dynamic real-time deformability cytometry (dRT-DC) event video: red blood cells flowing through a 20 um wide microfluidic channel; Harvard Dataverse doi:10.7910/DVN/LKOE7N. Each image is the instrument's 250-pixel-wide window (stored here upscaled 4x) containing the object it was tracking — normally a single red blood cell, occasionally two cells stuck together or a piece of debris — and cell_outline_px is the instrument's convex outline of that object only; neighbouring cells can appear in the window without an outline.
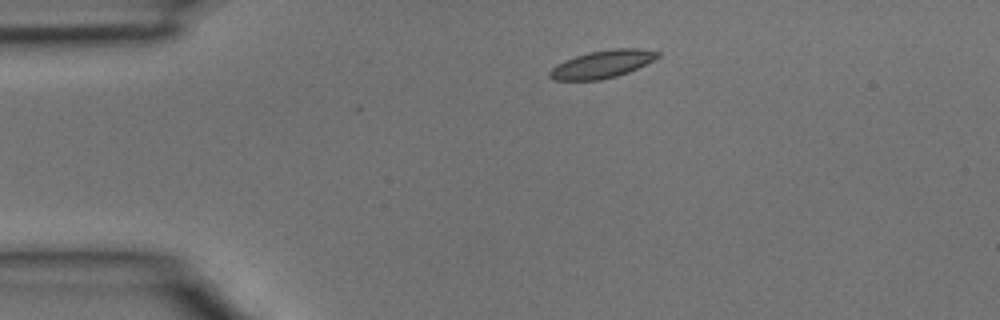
{"species": "common noctule bat (a hibernating species)", "species_latin": "Nyctalus noctula", "temperature_condition": "room temperature", "stored_images_in_passage": 2, "camera_frame_rate_fps": 3000, "um_per_image_px": 0.085, "animal": {"sex": "male", "body_mass_g": 15.6}, "frame": {"image": 1, "passage_image": 1, "time_ms": 0.0, "image_size_px": [1000, 320], "cell_outline_px": [[660, 56], [628, 72], [616, 76], [600, 80], [556, 80], [548, 76], [548, 72], [556, 64], [564, 60], [588, 52], [612, 48], [636, 48], [660, 52]], "centroid_in_image_um": [51.15, 5.45], "position_along_channel_um": 33.9, "area_um2": 17.28}}